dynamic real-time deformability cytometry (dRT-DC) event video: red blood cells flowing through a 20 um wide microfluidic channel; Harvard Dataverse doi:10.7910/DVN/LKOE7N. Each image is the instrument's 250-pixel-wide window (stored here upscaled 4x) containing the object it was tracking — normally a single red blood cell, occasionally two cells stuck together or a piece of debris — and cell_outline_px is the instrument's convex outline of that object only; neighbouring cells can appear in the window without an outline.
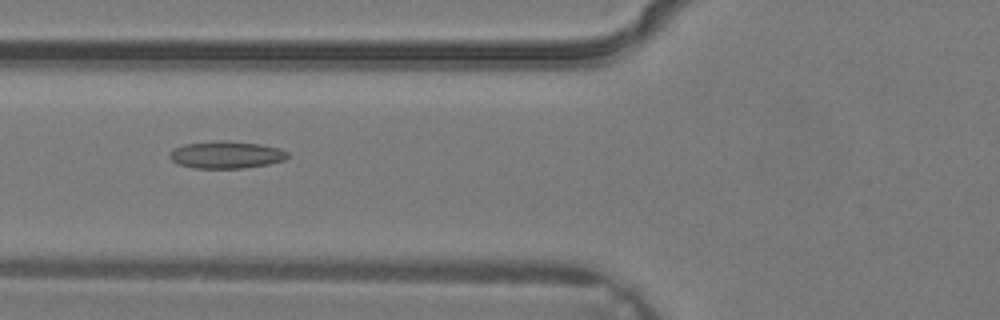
{"species": "common noctule bat (a hibernating species)", "species_latin": "Nyctalus noctula", "temperature_condition": "warm", "stored_images_in_passage": 4, "camera_frame_rate_fps": 3000, "um_per_image_px": 0.085, "animal": {"sex": "male", "body_mass_g": 19.2, "forearm_length_mm": 51.8}, "frame": {"image": 1, "passage_image": 4, "time_ms": 1.0, "image_size_px": [1000, 320], "cell_outline_px": [[288, 156], [284, 160], [268, 164], [244, 168], [192, 168], [176, 164], [168, 156], [168, 152], [172, 148], [184, 144], [260, 144], [280, 148], [288, 152]], "centroid_in_image_um": [19.2, 13.22], "position_along_channel_um": 106.6, "area_um2": 17.8}}